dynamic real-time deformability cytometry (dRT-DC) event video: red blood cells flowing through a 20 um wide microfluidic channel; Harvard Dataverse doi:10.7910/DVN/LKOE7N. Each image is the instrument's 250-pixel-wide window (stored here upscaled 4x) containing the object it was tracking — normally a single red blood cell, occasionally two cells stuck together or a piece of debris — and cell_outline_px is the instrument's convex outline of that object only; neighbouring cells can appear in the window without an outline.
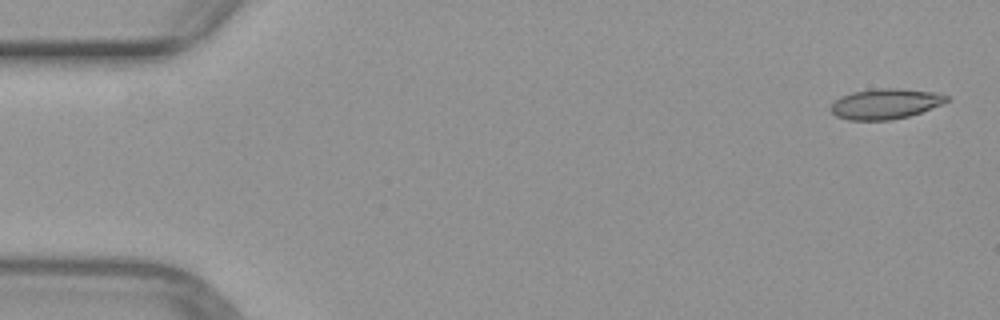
{"species": "common noctule bat (a hibernating species)", "species_latin": "Nyctalus noctula", "temperature_condition": "warm", "stored_images_in_passage": 45, "camera_frame_rate_fps": 3000, "um_per_image_px": 0.085, "animal": {"sex": "female", "body_mass_g": 29.2, "forearm_length_mm": 56.3}, "frame": {"image": 1, "passage_image": 1, "time_ms": 0.0, "image_size_px": [1000, 320], "cell_outline_px": [[948, 100], [940, 104], [920, 112], [908, 116], [892, 120], [848, 120], [836, 116], [828, 108], [836, 100], [852, 92], [880, 88], [896, 88], [932, 92], [948, 96]], "centroid_in_image_um": [75.21, 8.83], "position_along_channel_um": 9.8, "area_um2": 20.11}}
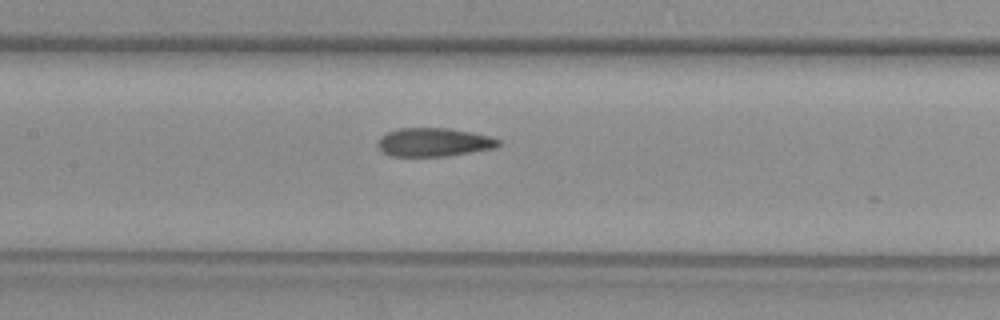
{"frame": {"image": 2, "passage_image": 23, "time_ms": 7.333, "image_size_px": [1000, 320], "cell_outline_px": [[500, 144], [496, 148], [444, 156], [392, 156], [384, 152], [376, 144], [380, 136], [388, 132], [400, 128], [448, 128], [488, 136], [500, 140]], "centroid_in_image_um": [36.85, 12.09], "position_along_channel_um": 170.6, "area_um2": 19.83}}
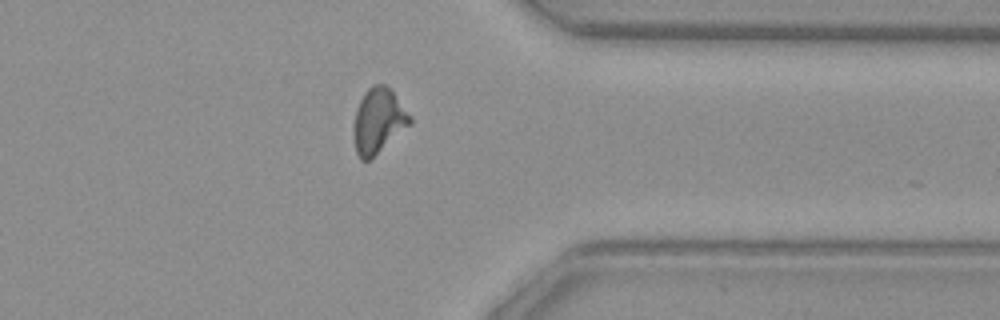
{"frame": {"image": 3, "passage_image": 39, "time_ms": 12.667, "image_size_px": [1000, 320], "cell_outline_px": [[412, 124], [368, 160], [360, 160], [356, 152], [352, 136], [352, 128], [356, 112], [360, 100], [364, 92], [372, 84], [384, 84], [392, 92], [412, 116]], "centroid_in_image_um": [32.14, 10.27], "position_along_channel_um": 379.3, "area_um2": 21.27}}